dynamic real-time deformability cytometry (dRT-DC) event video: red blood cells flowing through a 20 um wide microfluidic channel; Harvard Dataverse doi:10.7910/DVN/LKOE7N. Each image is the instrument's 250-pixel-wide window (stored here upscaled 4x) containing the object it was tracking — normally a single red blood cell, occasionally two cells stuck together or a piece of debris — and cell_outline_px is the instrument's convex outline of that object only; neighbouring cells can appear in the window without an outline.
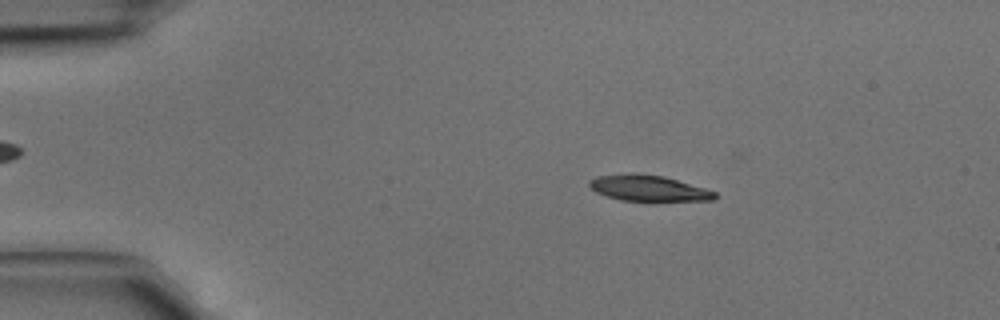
{"species": "common noctule bat (a hibernating species)", "species_latin": "Nyctalus noctula", "temperature_condition": "cold", "stored_images_in_passage": 2, "camera_frame_rate_fps": 3000, "um_per_image_px": 0.085, "animal": {"sex": "male", "body_mass_g": 15.6}, "frame": {"image": 1, "passage_image": 1, "time_ms": 0.0, "image_size_px": [1000, 320], "cell_outline_px": [[716, 200], [620, 200], [596, 192], [588, 184], [588, 180], [596, 176], [632, 172], [636, 172], [664, 176], [704, 188], [716, 192]], "centroid_in_image_um": [55.07, 15.97], "position_along_channel_um": 29.9, "area_um2": 18.79}}